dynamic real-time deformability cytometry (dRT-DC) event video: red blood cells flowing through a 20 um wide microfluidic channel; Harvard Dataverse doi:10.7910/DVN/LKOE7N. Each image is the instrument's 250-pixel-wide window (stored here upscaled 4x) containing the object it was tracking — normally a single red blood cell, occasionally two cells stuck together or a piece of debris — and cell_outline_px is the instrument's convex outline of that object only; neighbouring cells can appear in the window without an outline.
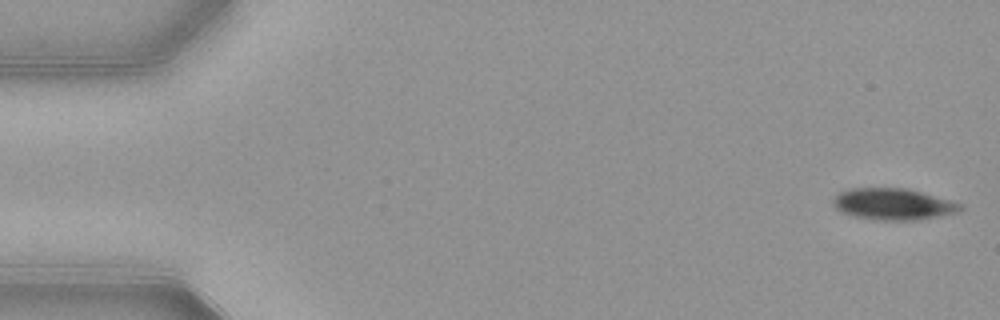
{"species": "common noctule bat (a hibernating species)", "species_latin": "Nyctalus noctula", "temperature_condition": "warm", "stored_images_in_passage": 15, "camera_frame_rate_fps": 3000, "um_per_image_px": 0.085, "animal": {"sex": "female", "body_mass_g": 21.9}, "frame": {"image": 1, "passage_image": 1, "time_ms": 0.0, "image_size_px": [1000, 320], "cell_outline_px": [[964, 208], [956, 212], [940, 216], [920, 220], [880, 220], [856, 216], [844, 212], [836, 208], [832, 204], [832, 200], [840, 192], [848, 188], [908, 188], [964, 204]], "centroid_in_image_um": [75.96, 17.34], "position_along_channel_um": 9.0, "area_um2": 23.29}}
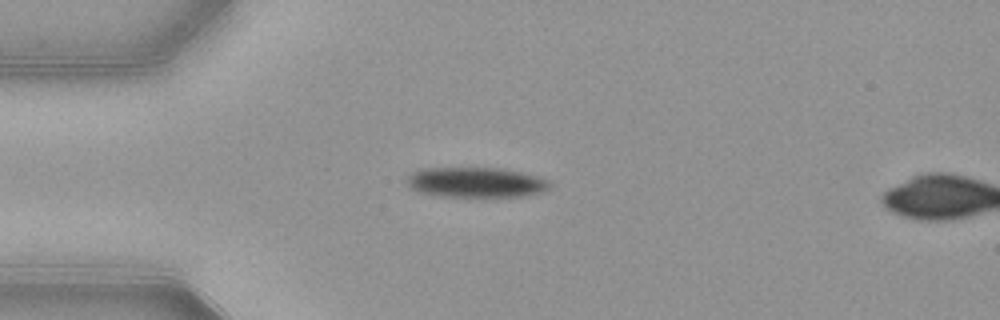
{"frame": {"image": 2, "passage_image": 13, "time_ms": 4.0, "image_size_px": [1000, 320], "cell_outline_px": [[552, 184], [548, 188], [540, 192], [524, 196], [440, 196], [420, 192], [412, 188], [408, 184], [408, 176], [412, 172], [424, 168], [500, 168], [520, 172], [536, 176], [548, 180]], "centroid_in_image_um": [40.46, 15.49], "position_along_channel_um": 44.5, "area_um2": 24.74}}